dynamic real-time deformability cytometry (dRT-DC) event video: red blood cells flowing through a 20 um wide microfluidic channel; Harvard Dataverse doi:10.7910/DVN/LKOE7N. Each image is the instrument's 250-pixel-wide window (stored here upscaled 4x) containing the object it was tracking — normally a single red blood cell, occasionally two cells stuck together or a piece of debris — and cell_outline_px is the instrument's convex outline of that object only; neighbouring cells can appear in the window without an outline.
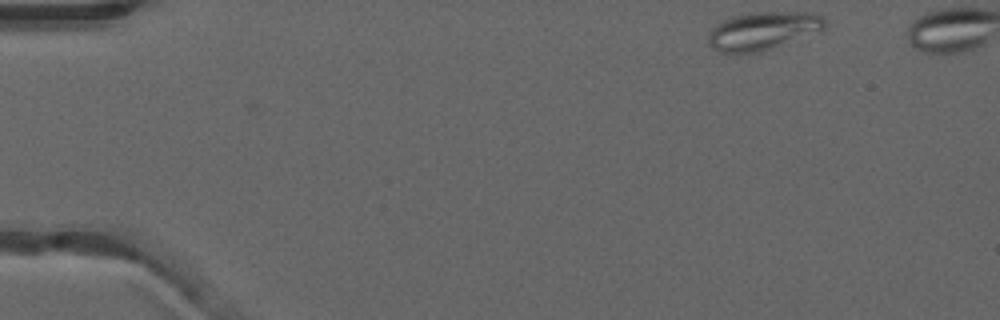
{"species": "common noctule bat (a hibernating species)", "species_latin": "Nyctalus noctula", "temperature_condition": "warm", "stored_images_in_passage": 43, "camera_frame_rate_fps": 3000, "um_per_image_px": 0.085, "animal": {"sex": "male", "forearm_length_mm": 52.5}, "frame": {"image": 1, "passage_image": 1, "time_ms": 0.0, "image_size_px": [1000, 320], "cell_outline_px": [[828, 24], [820, 32], [760, 52], [720, 52], [712, 48], [708, 44], [708, 32], [716, 24], [732, 16], [748, 12], [812, 12], [820, 16]], "centroid_in_image_um": [64.85, 2.61], "position_along_channel_um": 20.1, "area_um2": 26.01}}
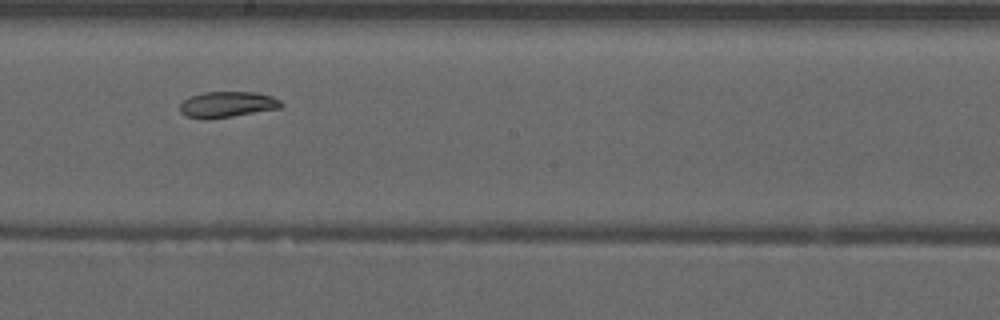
{"frame": {"image": 2, "passage_image": 25, "time_ms": 8.0, "image_size_px": [1000, 320], "cell_outline_px": [[284, 104], [280, 108], [232, 116], [184, 116], [180, 112], [180, 104], [184, 100], [192, 96], [204, 92], [256, 92], [272, 96], [280, 100]], "centroid_in_image_um": [19.38, 8.83], "position_along_channel_um": 228.8, "area_um2": 14.62}}
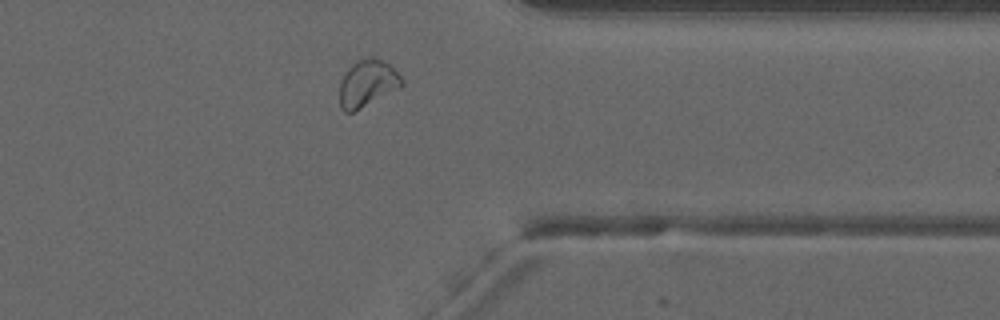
{"frame": {"image": 3, "passage_image": 37, "time_ms": 12.0, "image_size_px": [1000, 320], "cell_outline_px": [[404, 84], [400, 88], [352, 112], [344, 112], [340, 108], [340, 80], [348, 68], [356, 60], [372, 56], [388, 64], [404, 80]], "centroid_in_image_um": [31.21, 7.08], "position_along_channel_um": 380.2, "area_um2": 16.88}}